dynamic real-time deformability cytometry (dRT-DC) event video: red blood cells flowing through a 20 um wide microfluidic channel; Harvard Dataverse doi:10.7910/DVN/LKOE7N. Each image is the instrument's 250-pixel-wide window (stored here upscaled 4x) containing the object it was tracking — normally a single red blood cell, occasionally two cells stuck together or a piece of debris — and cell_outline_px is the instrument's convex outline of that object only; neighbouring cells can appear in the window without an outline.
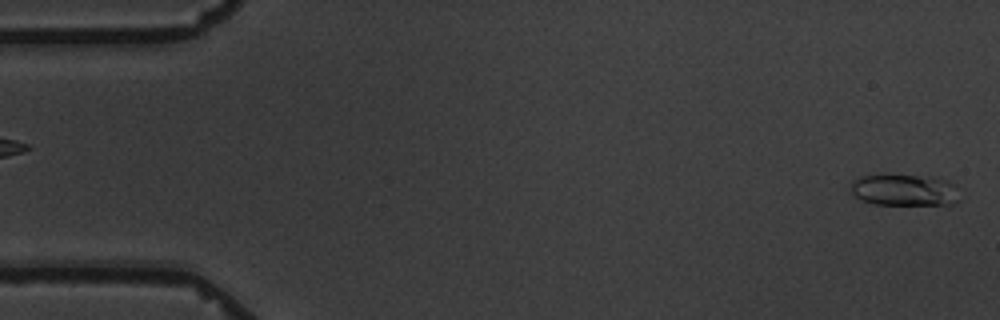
{"species": "common noctule bat (a hibernating species)", "species_latin": "Nyctalus noctula", "temperature_condition": "warm", "stored_images_in_passage": 6, "segment_of_instrument_passage": [2, 2], "camera_frame_rate_fps": 3000, "um_per_image_px": 0.085, "animal": {"sex": "male", "body_mass_g": 19.5, "forearm_length_mm": 54.6}, "frame": {"image": 1, "passage_image": 6, "time_ms": 6.0, "image_size_px": [1000, 320], "cell_outline_px": [[960, 200], [956, 204], [948, 208], [876, 204], [860, 200], [852, 192], [852, 180], [860, 176], [884, 172], [936, 176], [948, 180], [956, 184]], "centroid_in_image_um": [77.01, 16.16], "position_along_channel_um": 8.0, "area_um2": 22.25}}